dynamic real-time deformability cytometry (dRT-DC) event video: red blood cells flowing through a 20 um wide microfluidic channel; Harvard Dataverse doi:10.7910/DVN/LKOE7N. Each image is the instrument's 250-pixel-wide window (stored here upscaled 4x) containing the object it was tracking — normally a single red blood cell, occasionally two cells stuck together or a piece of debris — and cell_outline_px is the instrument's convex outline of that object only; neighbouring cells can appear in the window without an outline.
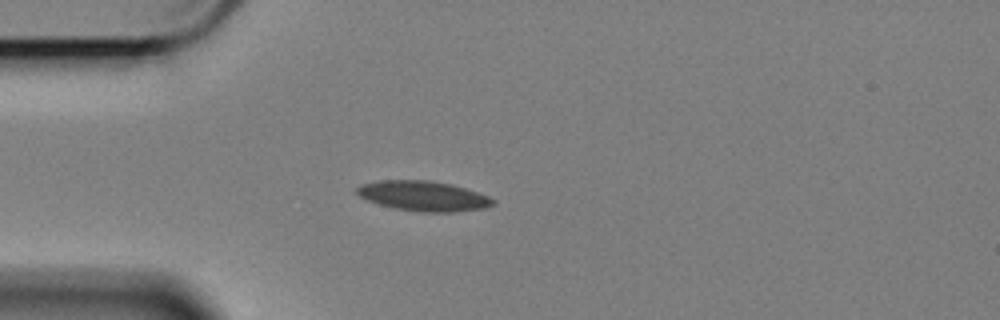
{"species": "Egyptian fruit bat (a non-hibernating species)", "species_latin": "Rousettus aegyptiacus", "temperature_condition": "cold", "stored_images_in_passage": 44, "camera_frame_rate_fps": 3000, "um_per_image_px": 0.085, "animal": {"sex": "female"}, "frame": {"image": 1, "passage_image": 1, "time_ms": 0.0, "image_size_px": [1000, 320], "cell_outline_px": [[496, 204], [484, 208], [452, 212], [420, 212], [392, 208], [368, 200], [360, 196], [356, 192], [356, 188], [360, 184], [380, 180], [432, 180], [452, 184], [488, 196], [496, 200]], "centroid_in_image_um": [35.99, 16.65], "position_along_channel_um": 49.0, "area_um2": 23.87}}
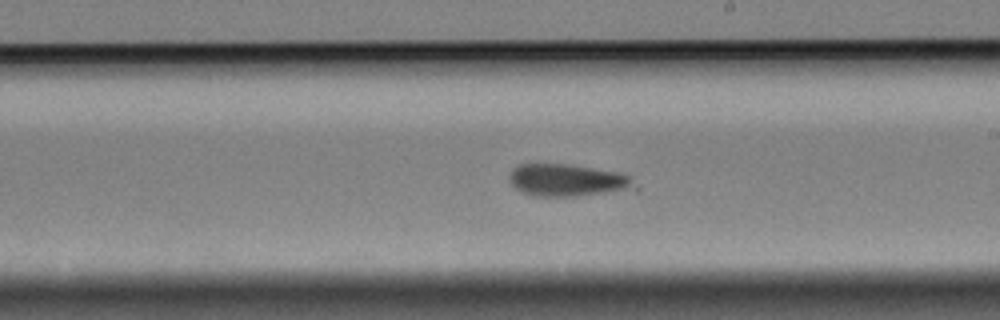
{"frame": {"image": 2, "passage_image": 19, "time_ms": 6.0, "image_size_px": [1000, 320], "cell_outline_px": [[640, 192], [572, 196], [532, 196], [516, 188], [508, 180], [508, 176], [512, 168], [520, 164], [568, 164], [620, 172], [628, 176], [640, 188]], "centroid_in_image_um": [48.37, 15.35], "position_along_channel_um": 240.6, "area_um2": 24.39}}
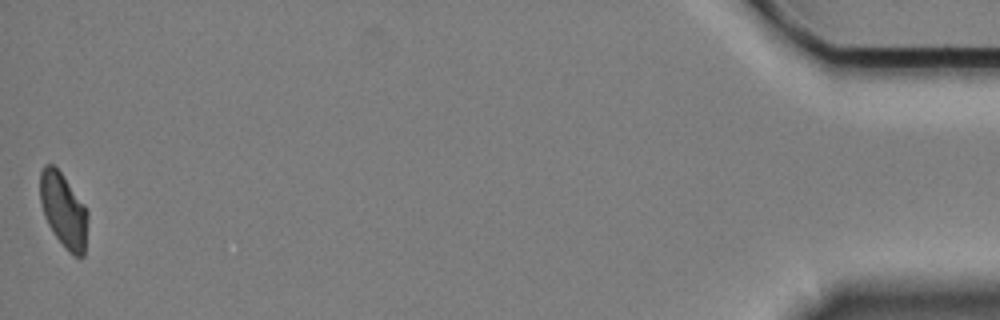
{"frame": {"image": 3, "passage_image": 44, "time_ms": 14.333, "image_size_px": [1000, 320], "cell_outline_px": [[88, 216], [84, 256], [72, 256], [56, 236], [48, 224], [44, 216], [40, 200], [40, 172], [44, 164], [52, 164], [60, 172], [84, 204], [88, 212]], "centroid_in_image_um": [5.4, 17.88], "position_along_channel_um": 429.8, "area_um2": 20.46}, "authors_computed_cell_mechanics": {"area_um2": 22.4264, "velocity_mm_per_s": 3.3821, "shape_relaxation_time_tau1_ms": 5.6988, "shape_relaxation_time_tau2_ms": null, "deformation_change_tau1": 0.1175, "deformation_change_tau2": null}}